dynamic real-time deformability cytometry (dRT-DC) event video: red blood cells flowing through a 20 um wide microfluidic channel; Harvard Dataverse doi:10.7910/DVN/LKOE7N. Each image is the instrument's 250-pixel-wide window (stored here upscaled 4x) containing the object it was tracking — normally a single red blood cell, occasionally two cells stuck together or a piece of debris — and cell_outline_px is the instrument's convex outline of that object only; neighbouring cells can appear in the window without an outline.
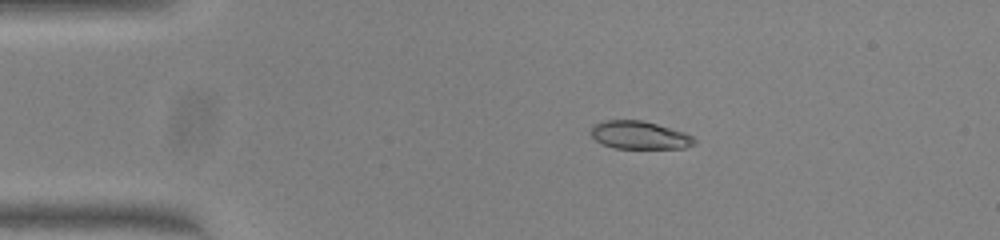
{"species": "common noctule bat (a hibernating species)", "species_latin": "Nyctalus noctula", "temperature_condition": "warm", "stored_images_in_passage": 50, "camera_frame_rate_fps": 3000, "um_per_image_px": 0.085, "animal": {"sex": "female", "body_mass_g": 23.0, "forearm_length_mm": 53.4}, "frame": {"image": 1, "passage_image": 9, "time_ms": 2.667, "image_size_px": [1000, 240], "cell_outline_px": [[696, 144], [684, 148], [612, 148], [596, 140], [588, 132], [592, 124], [604, 120], [640, 120], [656, 124], [684, 132], [692, 136], [696, 140]], "centroid_in_image_um": [54.32, 11.48], "position_along_channel_um": 30.7, "area_um2": 16.94}}
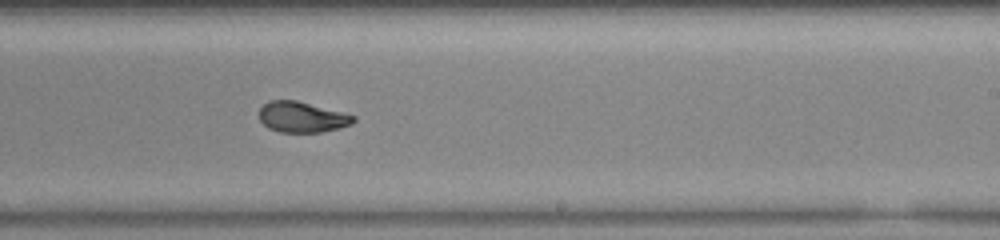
{"frame": {"image": 2, "passage_image": 30, "time_ms": 9.667, "image_size_px": [1000, 240], "cell_outline_px": [[356, 120], [352, 124], [340, 128], [320, 132], [280, 132], [268, 128], [260, 120], [260, 108], [268, 100], [296, 100], [356, 116]], "centroid_in_image_um": [25.67, 9.95], "position_along_channel_um": 263.3, "area_um2": 16.76}}
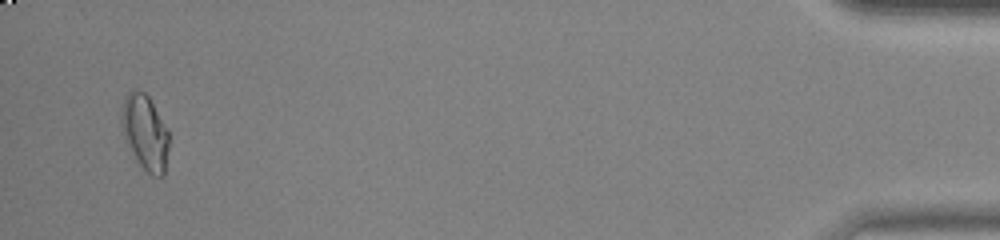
{"frame": {"image": 3, "passage_image": 48, "time_ms": 15.667, "image_size_px": [1000, 240], "cell_outline_px": [[168, 148], [164, 176], [152, 176], [136, 160], [120, 124], [120, 108], [124, 96], [132, 88], [136, 88], [144, 92], [148, 96], [168, 132]], "centroid_in_image_um": [12.3, 11.2], "position_along_channel_um": 422.9, "area_um2": 20.58}, "authors_computed_cell_mechanics": {"area_um2": 17.7446, "velocity_mm_per_s": 4.0736, "shape_relaxation_time_tau1_ms": 7.4266, "shape_relaxation_time_tau2_ms": 0.5637, "deformation_change_tau1": 0.2291, "deformation_change_tau2": 0.0471}}